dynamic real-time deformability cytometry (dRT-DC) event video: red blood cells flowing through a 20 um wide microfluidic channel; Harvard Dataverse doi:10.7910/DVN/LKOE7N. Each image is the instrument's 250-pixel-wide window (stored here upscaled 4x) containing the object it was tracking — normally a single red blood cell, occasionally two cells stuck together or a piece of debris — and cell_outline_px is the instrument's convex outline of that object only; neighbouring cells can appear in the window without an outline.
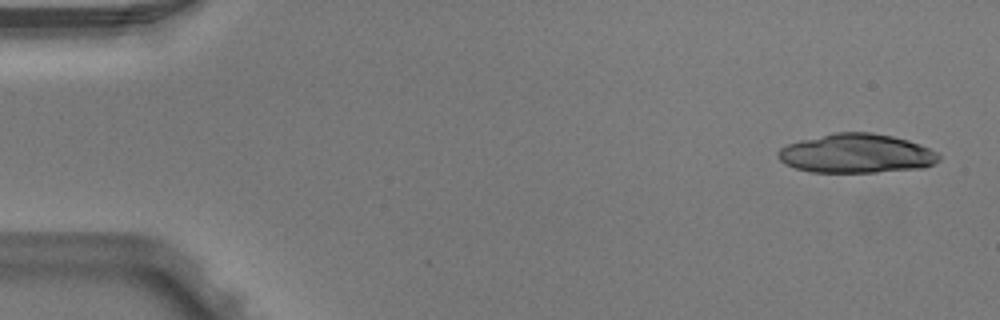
{"species": "Egyptian fruit bat (a non-hibernating species)", "species_latin": "Rousettus aegyptiacus", "temperature_condition": "warm", "stored_images_in_passage": 2, "camera_frame_rate_fps": 3000, "um_per_image_px": 0.085, "animal": {"sex": "male"}, "frame": {"image": 1, "passage_image": 1, "time_ms": 0.0, "image_size_px": [1000, 320], "cell_outline_px": [[940, 160], [924, 168], [876, 172], [812, 172], [796, 168], [784, 164], [776, 156], [776, 152], [780, 148], [788, 144], [800, 140], [832, 132], [872, 132], [892, 136], [908, 140], [920, 144], [936, 152], [940, 156]], "centroid_in_image_um": [72.77, 13.04], "position_along_channel_um": 12.2, "area_um2": 36.88}}